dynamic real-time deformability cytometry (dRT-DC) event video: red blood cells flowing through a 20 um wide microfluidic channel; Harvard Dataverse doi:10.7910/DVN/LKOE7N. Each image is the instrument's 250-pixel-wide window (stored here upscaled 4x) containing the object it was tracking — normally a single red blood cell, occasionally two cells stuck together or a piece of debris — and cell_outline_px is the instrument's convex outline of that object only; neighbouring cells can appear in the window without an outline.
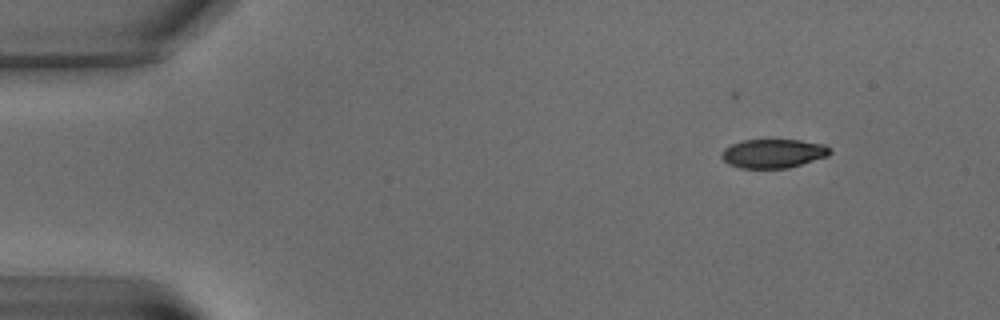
{"species": "common noctule bat (a hibernating species)", "species_latin": "Nyctalus noctula", "temperature_condition": "warm", "stored_images_in_passage": 5, "camera_frame_rate_fps": 3000, "um_per_image_px": 0.085, "animal": {"sex": "male", "body_mass_g": 15.6}, "frame": {"image": 1, "passage_image": 1, "time_ms": 0.0, "image_size_px": [1000, 320], "cell_outline_px": [[832, 152], [828, 156], [788, 168], [740, 168], [728, 164], [720, 156], [724, 148], [740, 140], [800, 140], [824, 144], [832, 148]], "centroid_in_image_um": [65.74, 13.04], "position_along_channel_um": 19.3, "area_um2": 18.38}}
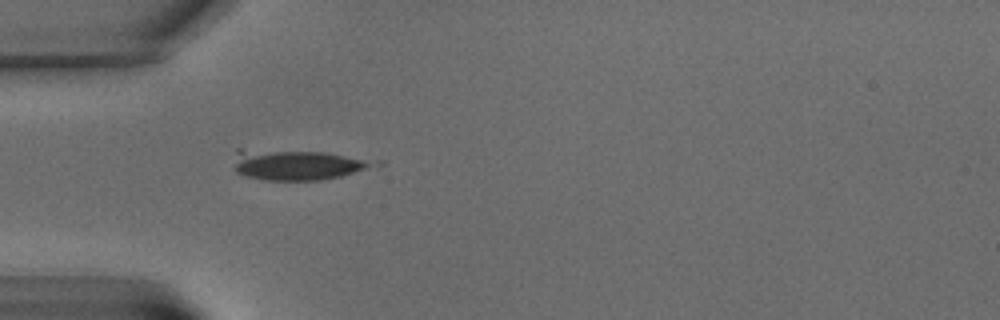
{"frame": {"image": 2, "passage_image": 4, "time_ms": 4.667, "image_size_px": [1000, 320], "cell_outline_px": [[384, 164], [340, 176], [320, 180], [264, 180], [248, 176], [236, 172], [232, 168], [236, 148], [240, 148], [324, 152], [384, 160]], "centroid_in_image_um": [25.3, 13.97], "position_along_channel_um": 59.7, "area_um2": 25.66}}
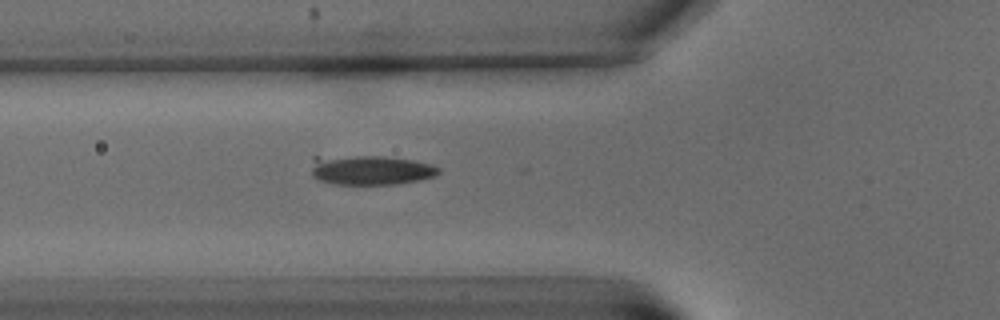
{"frame": {"image": 3, "passage_image": 5, "time_ms": 6.0, "image_size_px": [1000, 320], "cell_outline_px": [[440, 172], [436, 176], [420, 180], [396, 184], [336, 184], [320, 180], [312, 176], [312, 156], [384, 156], [412, 160], [432, 164], [440, 168]], "centroid_in_image_um": [31.5, 14.44], "position_along_channel_um": 94.3, "area_um2": 22.14}}